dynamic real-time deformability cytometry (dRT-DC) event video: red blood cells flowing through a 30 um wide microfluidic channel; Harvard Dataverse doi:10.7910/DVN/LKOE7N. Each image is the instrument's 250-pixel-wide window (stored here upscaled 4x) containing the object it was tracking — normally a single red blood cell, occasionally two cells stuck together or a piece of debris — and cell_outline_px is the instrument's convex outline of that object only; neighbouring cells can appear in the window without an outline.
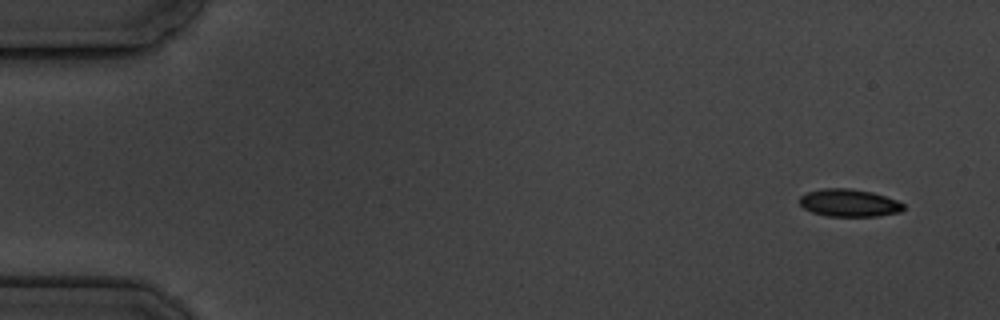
{"species": "common noctule bat (a hibernating species)", "species_latin": "Nyctalus noctula", "temperature_condition": "cold", "stored_images_in_passage": 5, "camera_frame_rate_fps": 3000, "um_per_image_px": 0.085, "animal": {"sex": "male", "body_mass_g": 19.5, "forearm_length_mm": 54.6}, "frame": {"image": 1, "passage_image": 1, "time_ms": 0.0, "image_size_px": [1000, 320], "cell_outline_px": [[904, 208], [900, 212], [876, 216], [828, 216], [812, 212], [804, 208], [800, 204], [800, 196], [808, 192], [824, 188], [852, 188], [872, 192], [896, 200], [904, 204]], "centroid_in_image_um": [72.17, 17.24], "position_along_channel_um": 12.8, "area_um2": 16.59}}